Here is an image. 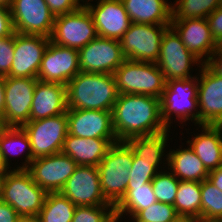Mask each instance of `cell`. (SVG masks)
Segmentation results:
<instances>
[{
	"label": "cell",
	"instance_id": "obj_1",
	"mask_svg": "<svg viewBox=\"0 0 222 222\" xmlns=\"http://www.w3.org/2000/svg\"><path fill=\"white\" fill-rule=\"evenodd\" d=\"M118 141L167 131L161 119L160 99L142 94H119L112 110Z\"/></svg>",
	"mask_w": 222,
	"mask_h": 222
},
{
	"label": "cell",
	"instance_id": "obj_2",
	"mask_svg": "<svg viewBox=\"0 0 222 222\" xmlns=\"http://www.w3.org/2000/svg\"><path fill=\"white\" fill-rule=\"evenodd\" d=\"M119 92L114 74L79 72L66 85L67 108L112 111Z\"/></svg>",
	"mask_w": 222,
	"mask_h": 222
},
{
	"label": "cell",
	"instance_id": "obj_3",
	"mask_svg": "<svg viewBox=\"0 0 222 222\" xmlns=\"http://www.w3.org/2000/svg\"><path fill=\"white\" fill-rule=\"evenodd\" d=\"M133 150L126 141H117L97 166L105 199L114 207L126 194Z\"/></svg>",
	"mask_w": 222,
	"mask_h": 222
},
{
	"label": "cell",
	"instance_id": "obj_4",
	"mask_svg": "<svg viewBox=\"0 0 222 222\" xmlns=\"http://www.w3.org/2000/svg\"><path fill=\"white\" fill-rule=\"evenodd\" d=\"M198 77L193 76L190 79L168 80L162 97L160 98L161 119L167 129L175 114V119L180 123L188 120L193 121L199 126V108H198ZM194 110V111H193ZM172 119V120H171Z\"/></svg>",
	"mask_w": 222,
	"mask_h": 222
},
{
	"label": "cell",
	"instance_id": "obj_5",
	"mask_svg": "<svg viewBox=\"0 0 222 222\" xmlns=\"http://www.w3.org/2000/svg\"><path fill=\"white\" fill-rule=\"evenodd\" d=\"M119 94H142L161 98L166 81L157 63L126 59L114 72Z\"/></svg>",
	"mask_w": 222,
	"mask_h": 222
},
{
	"label": "cell",
	"instance_id": "obj_6",
	"mask_svg": "<svg viewBox=\"0 0 222 222\" xmlns=\"http://www.w3.org/2000/svg\"><path fill=\"white\" fill-rule=\"evenodd\" d=\"M47 192L39 187L27 170H9L3 181L2 200L20 216L39 215Z\"/></svg>",
	"mask_w": 222,
	"mask_h": 222
},
{
	"label": "cell",
	"instance_id": "obj_7",
	"mask_svg": "<svg viewBox=\"0 0 222 222\" xmlns=\"http://www.w3.org/2000/svg\"><path fill=\"white\" fill-rule=\"evenodd\" d=\"M169 27L132 22L120 40L123 55L131 61L157 63L162 37Z\"/></svg>",
	"mask_w": 222,
	"mask_h": 222
},
{
	"label": "cell",
	"instance_id": "obj_8",
	"mask_svg": "<svg viewBox=\"0 0 222 222\" xmlns=\"http://www.w3.org/2000/svg\"><path fill=\"white\" fill-rule=\"evenodd\" d=\"M21 127L29 138L33 159L53 155L62 151L68 134L67 114L30 120Z\"/></svg>",
	"mask_w": 222,
	"mask_h": 222
},
{
	"label": "cell",
	"instance_id": "obj_9",
	"mask_svg": "<svg viewBox=\"0 0 222 222\" xmlns=\"http://www.w3.org/2000/svg\"><path fill=\"white\" fill-rule=\"evenodd\" d=\"M97 36L92 15L86 6L82 5L74 12L54 18V27L50 41L79 50Z\"/></svg>",
	"mask_w": 222,
	"mask_h": 222
},
{
	"label": "cell",
	"instance_id": "obj_10",
	"mask_svg": "<svg viewBox=\"0 0 222 222\" xmlns=\"http://www.w3.org/2000/svg\"><path fill=\"white\" fill-rule=\"evenodd\" d=\"M193 64L203 65L185 47L180 36L170 26L162 37L160 55L157 61L165 81L193 78L190 71Z\"/></svg>",
	"mask_w": 222,
	"mask_h": 222
},
{
	"label": "cell",
	"instance_id": "obj_11",
	"mask_svg": "<svg viewBox=\"0 0 222 222\" xmlns=\"http://www.w3.org/2000/svg\"><path fill=\"white\" fill-rule=\"evenodd\" d=\"M10 12L15 32L51 37L55 16L45 0H13Z\"/></svg>",
	"mask_w": 222,
	"mask_h": 222
},
{
	"label": "cell",
	"instance_id": "obj_12",
	"mask_svg": "<svg viewBox=\"0 0 222 222\" xmlns=\"http://www.w3.org/2000/svg\"><path fill=\"white\" fill-rule=\"evenodd\" d=\"M78 53L80 72L114 74L126 60L120 41L99 36Z\"/></svg>",
	"mask_w": 222,
	"mask_h": 222
},
{
	"label": "cell",
	"instance_id": "obj_13",
	"mask_svg": "<svg viewBox=\"0 0 222 222\" xmlns=\"http://www.w3.org/2000/svg\"><path fill=\"white\" fill-rule=\"evenodd\" d=\"M77 163L62 152L34 158L27 171L33 181L47 193L60 192L74 173Z\"/></svg>",
	"mask_w": 222,
	"mask_h": 222
},
{
	"label": "cell",
	"instance_id": "obj_14",
	"mask_svg": "<svg viewBox=\"0 0 222 222\" xmlns=\"http://www.w3.org/2000/svg\"><path fill=\"white\" fill-rule=\"evenodd\" d=\"M79 72L78 50L50 41L43 53L37 79L66 86Z\"/></svg>",
	"mask_w": 222,
	"mask_h": 222
},
{
	"label": "cell",
	"instance_id": "obj_15",
	"mask_svg": "<svg viewBox=\"0 0 222 222\" xmlns=\"http://www.w3.org/2000/svg\"><path fill=\"white\" fill-rule=\"evenodd\" d=\"M37 78L5 77V112L3 126L21 127L30 121V111Z\"/></svg>",
	"mask_w": 222,
	"mask_h": 222
},
{
	"label": "cell",
	"instance_id": "obj_16",
	"mask_svg": "<svg viewBox=\"0 0 222 222\" xmlns=\"http://www.w3.org/2000/svg\"><path fill=\"white\" fill-rule=\"evenodd\" d=\"M60 193L76 206L112 205L102 194L98 168L78 165Z\"/></svg>",
	"mask_w": 222,
	"mask_h": 222
},
{
	"label": "cell",
	"instance_id": "obj_17",
	"mask_svg": "<svg viewBox=\"0 0 222 222\" xmlns=\"http://www.w3.org/2000/svg\"><path fill=\"white\" fill-rule=\"evenodd\" d=\"M50 38L14 33V57L7 77L37 78Z\"/></svg>",
	"mask_w": 222,
	"mask_h": 222
},
{
	"label": "cell",
	"instance_id": "obj_18",
	"mask_svg": "<svg viewBox=\"0 0 222 222\" xmlns=\"http://www.w3.org/2000/svg\"><path fill=\"white\" fill-rule=\"evenodd\" d=\"M198 67L199 125H218L222 121V76L207 64Z\"/></svg>",
	"mask_w": 222,
	"mask_h": 222
},
{
	"label": "cell",
	"instance_id": "obj_19",
	"mask_svg": "<svg viewBox=\"0 0 222 222\" xmlns=\"http://www.w3.org/2000/svg\"><path fill=\"white\" fill-rule=\"evenodd\" d=\"M170 26L180 36L185 47L203 64L219 48L211 35L207 18L171 19Z\"/></svg>",
	"mask_w": 222,
	"mask_h": 222
},
{
	"label": "cell",
	"instance_id": "obj_20",
	"mask_svg": "<svg viewBox=\"0 0 222 222\" xmlns=\"http://www.w3.org/2000/svg\"><path fill=\"white\" fill-rule=\"evenodd\" d=\"M85 6L99 37L120 41L132 23L121 0H99L95 6L89 2Z\"/></svg>",
	"mask_w": 222,
	"mask_h": 222
},
{
	"label": "cell",
	"instance_id": "obj_21",
	"mask_svg": "<svg viewBox=\"0 0 222 222\" xmlns=\"http://www.w3.org/2000/svg\"><path fill=\"white\" fill-rule=\"evenodd\" d=\"M66 114L68 134L81 138L117 139L112 111L67 108Z\"/></svg>",
	"mask_w": 222,
	"mask_h": 222
},
{
	"label": "cell",
	"instance_id": "obj_22",
	"mask_svg": "<svg viewBox=\"0 0 222 222\" xmlns=\"http://www.w3.org/2000/svg\"><path fill=\"white\" fill-rule=\"evenodd\" d=\"M66 111V86L38 80L33 94L30 120L45 119L64 114Z\"/></svg>",
	"mask_w": 222,
	"mask_h": 222
},
{
	"label": "cell",
	"instance_id": "obj_23",
	"mask_svg": "<svg viewBox=\"0 0 222 222\" xmlns=\"http://www.w3.org/2000/svg\"><path fill=\"white\" fill-rule=\"evenodd\" d=\"M117 139L81 138L67 134L62 153L68 155L77 165L97 167Z\"/></svg>",
	"mask_w": 222,
	"mask_h": 222
},
{
	"label": "cell",
	"instance_id": "obj_24",
	"mask_svg": "<svg viewBox=\"0 0 222 222\" xmlns=\"http://www.w3.org/2000/svg\"><path fill=\"white\" fill-rule=\"evenodd\" d=\"M201 133L187 144L197 154L208 172L222 167V129L218 125H199Z\"/></svg>",
	"mask_w": 222,
	"mask_h": 222
},
{
	"label": "cell",
	"instance_id": "obj_25",
	"mask_svg": "<svg viewBox=\"0 0 222 222\" xmlns=\"http://www.w3.org/2000/svg\"><path fill=\"white\" fill-rule=\"evenodd\" d=\"M165 156L167 163L164 164L179 181L202 182L208 178L209 172L189 145L185 149L170 150Z\"/></svg>",
	"mask_w": 222,
	"mask_h": 222
},
{
	"label": "cell",
	"instance_id": "obj_26",
	"mask_svg": "<svg viewBox=\"0 0 222 222\" xmlns=\"http://www.w3.org/2000/svg\"><path fill=\"white\" fill-rule=\"evenodd\" d=\"M131 22L171 25L172 4L166 0H121Z\"/></svg>",
	"mask_w": 222,
	"mask_h": 222
},
{
	"label": "cell",
	"instance_id": "obj_27",
	"mask_svg": "<svg viewBox=\"0 0 222 222\" xmlns=\"http://www.w3.org/2000/svg\"><path fill=\"white\" fill-rule=\"evenodd\" d=\"M27 151L25 162L22 166L13 168V170H27L30 163L32 162V152L29 138L22 127L16 126H4L0 131V153L2 154L3 161L8 169L11 170L9 165V158L11 155H20Z\"/></svg>",
	"mask_w": 222,
	"mask_h": 222
},
{
	"label": "cell",
	"instance_id": "obj_28",
	"mask_svg": "<svg viewBox=\"0 0 222 222\" xmlns=\"http://www.w3.org/2000/svg\"><path fill=\"white\" fill-rule=\"evenodd\" d=\"M173 206L183 221L201 218V182L179 181Z\"/></svg>",
	"mask_w": 222,
	"mask_h": 222
},
{
	"label": "cell",
	"instance_id": "obj_29",
	"mask_svg": "<svg viewBox=\"0 0 222 222\" xmlns=\"http://www.w3.org/2000/svg\"><path fill=\"white\" fill-rule=\"evenodd\" d=\"M156 202L157 199L155 193L153 192L151 182H148L145 185L127 188L125 196L114 207L115 217L121 220L124 215L127 216L130 214L129 216L133 218L139 211L148 208Z\"/></svg>",
	"mask_w": 222,
	"mask_h": 222
},
{
	"label": "cell",
	"instance_id": "obj_30",
	"mask_svg": "<svg viewBox=\"0 0 222 222\" xmlns=\"http://www.w3.org/2000/svg\"><path fill=\"white\" fill-rule=\"evenodd\" d=\"M168 132L170 133L169 129L156 135L133 137L126 142L137 157L146 161H153V166L159 170L158 166L162 163V159H164L163 153L169 140Z\"/></svg>",
	"mask_w": 222,
	"mask_h": 222
},
{
	"label": "cell",
	"instance_id": "obj_31",
	"mask_svg": "<svg viewBox=\"0 0 222 222\" xmlns=\"http://www.w3.org/2000/svg\"><path fill=\"white\" fill-rule=\"evenodd\" d=\"M76 207L60 192L47 193L38 216L41 222H71Z\"/></svg>",
	"mask_w": 222,
	"mask_h": 222
},
{
	"label": "cell",
	"instance_id": "obj_32",
	"mask_svg": "<svg viewBox=\"0 0 222 222\" xmlns=\"http://www.w3.org/2000/svg\"><path fill=\"white\" fill-rule=\"evenodd\" d=\"M172 4V19L207 18L222 0H175Z\"/></svg>",
	"mask_w": 222,
	"mask_h": 222
},
{
	"label": "cell",
	"instance_id": "obj_33",
	"mask_svg": "<svg viewBox=\"0 0 222 222\" xmlns=\"http://www.w3.org/2000/svg\"><path fill=\"white\" fill-rule=\"evenodd\" d=\"M201 219L222 221V191L208 179L201 182Z\"/></svg>",
	"mask_w": 222,
	"mask_h": 222
},
{
	"label": "cell",
	"instance_id": "obj_34",
	"mask_svg": "<svg viewBox=\"0 0 222 222\" xmlns=\"http://www.w3.org/2000/svg\"><path fill=\"white\" fill-rule=\"evenodd\" d=\"M133 222H184L171 204L156 202L139 211Z\"/></svg>",
	"mask_w": 222,
	"mask_h": 222
},
{
	"label": "cell",
	"instance_id": "obj_35",
	"mask_svg": "<svg viewBox=\"0 0 222 222\" xmlns=\"http://www.w3.org/2000/svg\"><path fill=\"white\" fill-rule=\"evenodd\" d=\"M151 183L158 202L174 205L179 180L171 172L161 169Z\"/></svg>",
	"mask_w": 222,
	"mask_h": 222
},
{
	"label": "cell",
	"instance_id": "obj_36",
	"mask_svg": "<svg viewBox=\"0 0 222 222\" xmlns=\"http://www.w3.org/2000/svg\"><path fill=\"white\" fill-rule=\"evenodd\" d=\"M114 218L113 205L77 206L71 222H111Z\"/></svg>",
	"mask_w": 222,
	"mask_h": 222
},
{
	"label": "cell",
	"instance_id": "obj_37",
	"mask_svg": "<svg viewBox=\"0 0 222 222\" xmlns=\"http://www.w3.org/2000/svg\"><path fill=\"white\" fill-rule=\"evenodd\" d=\"M158 169L153 166V161H146L137 157L133 152L132 167L129 172V181L127 188L133 186L145 185L152 182L153 178L158 174Z\"/></svg>",
	"mask_w": 222,
	"mask_h": 222
},
{
	"label": "cell",
	"instance_id": "obj_38",
	"mask_svg": "<svg viewBox=\"0 0 222 222\" xmlns=\"http://www.w3.org/2000/svg\"><path fill=\"white\" fill-rule=\"evenodd\" d=\"M14 57V34L0 39V76L7 77Z\"/></svg>",
	"mask_w": 222,
	"mask_h": 222
},
{
	"label": "cell",
	"instance_id": "obj_39",
	"mask_svg": "<svg viewBox=\"0 0 222 222\" xmlns=\"http://www.w3.org/2000/svg\"><path fill=\"white\" fill-rule=\"evenodd\" d=\"M45 2L55 17L74 12L82 6L77 0H45Z\"/></svg>",
	"mask_w": 222,
	"mask_h": 222
},
{
	"label": "cell",
	"instance_id": "obj_40",
	"mask_svg": "<svg viewBox=\"0 0 222 222\" xmlns=\"http://www.w3.org/2000/svg\"><path fill=\"white\" fill-rule=\"evenodd\" d=\"M210 32L218 45L222 44V5L207 16Z\"/></svg>",
	"mask_w": 222,
	"mask_h": 222
},
{
	"label": "cell",
	"instance_id": "obj_41",
	"mask_svg": "<svg viewBox=\"0 0 222 222\" xmlns=\"http://www.w3.org/2000/svg\"><path fill=\"white\" fill-rule=\"evenodd\" d=\"M15 33L10 8L0 5V39Z\"/></svg>",
	"mask_w": 222,
	"mask_h": 222
},
{
	"label": "cell",
	"instance_id": "obj_42",
	"mask_svg": "<svg viewBox=\"0 0 222 222\" xmlns=\"http://www.w3.org/2000/svg\"><path fill=\"white\" fill-rule=\"evenodd\" d=\"M20 215L3 200L0 202V222H18Z\"/></svg>",
	"mask_w": 222,
	"mask_h": 222
},
{
	"label": "cell",
	"instance_id": "obj_43",
	"mask_svg": "<svg viewBox=\"0 0 222 222\" xmlns=\"http://www.w3.org/2000/svg\"><path fill=\"white\" fill-rule=\"evenodd\" d=\"M216 74L222 76V49L219 47L206 63Z\"/></svg>",
	"mask_w": 222,
	"mask_h": 222
},
{
	"label": "cell",
	"instance_id": "obj_44",
	"mask_svg": "<svg viewBox=\"0 0 222 222\" xmlns=\"http://www.w3.org/2000/svg\"><path fill=\"white\" fill-rule=\"evenodd\" d=\"M216 188L222 191V167L212 170L207 178Z\"/></svg>",
	"mask_w": 222,
	"mask_h": 222
},
{
	"label": "cell",
	"instance_id": "obj_45",
	"mask_svg": "<svg viewBox=\"0 0 222 222\" xmlns=\"http://www.w3.org/2000/svg\"><path fill=\"white\" fill-rule=\"evenodd\" d=\"M5 112V77L0 76V118L4 117Z\"/></svg>",
	"mask_w": 222,
	"mask_h": 222
},
{
	"label": "cell",
	"instance_id": "obj_46",
	"mask_svg": "<svg viewBox=\"0 0 222 222\" xmlns=\"http://www.w3.org/2000/svg\"><path fill=\"white\" fill-rule=\"evenodd\" d=\"M18 222H41L40 217L37 216H20Z\"/></svg>",
	"mask_w": 222,
	"mask_h": 222
},
{
	"label": "cell",
	"instance_id": "obj_47",
	"mask_svg": "<svg viewBox=\"0 0 222 222\" xmlns=\"http://www.w3.org/2000/svg\"><path fill=\"white\" fill-rule=\"evenodd\" d=\"M8 171V167L5 165L2 154L0 153V174H6Z\"/></svg>",
	"mask_w": 222,
	"mask_h": 222
},
{
	"label": "cell",
	"instance_id": "obj_48",
	"mask_svg": "<svg viewBox=\"0 0 222 222\" xmlns=\"http://www.w3.org/2000/svg\"><path fill=\"white\" fill-rule=\"evenodd\" d=\"M187 222H222L220 220H205V219H192V220H188Z\"/></svg>",
	"mask_w": 222,
	"mask_h": 222
},
{
	"label": "cell",
	"instance_id": "obj_49",
	"mask_svg": "<svg viewBox=\"0 0 222 222\" xmlns=\"http://www.w3.org/2000/svg\"><path fill=\"white\" fill-rule=\"evenodd\" d=\"M13 0H0V5L10 8Z\"/></svg>",
	"mask_w": 222,
	"mask_h": 222
},
{
	"label": "cell",
	"instance_id": "obj_50",
	"mask_svg": "<svg viewBox=\"0 0 222 222\" xmlns=\"http://www.w3.org/2000/svg\"><path fill=\"white\" fill-rule=\"evenodd\" d=\"M6 174H0V196H2L3 181Z\"/></svg>",
	"mask_w": 222,
	"mask_h": 222
},
{
	"label": "cell",
	"instance_id": "obj_51",
	"mask_svg": "<svg viewBox=\"0 0 222 222\" xmlns=\"http://www.w3.org/2000/svg\"><path fill=\"white\" fill-rule=\"evenodd\" d=\"M77 1H78L79 3L82 1V3H83L82 5L84 6L85 4L88 3V1H91V0H85V1H84V0H81V1H80V0H77ZM84 2H86V3L84 4Z\"/></svg>",
	"mask_w": 222,
	"mask_h": 222
},
{
	"label": "cell",
	"instance_id": "obj_52",
	"mask_svg": "<svg viewBox=\"0 0 222 222\" xmlns=\"http://www.w3.org/2000/svg\"><path fill=\"white\" fill-rule=\"evenodd\" d=\"M119 221H122V220H120L119 218L115 217L111 222H119Z\"/></svg>",
	"mask_w": 222,
	"mask_h": 222
},
{
	"label": "cell",
	"instance_id": "obj_53",
	"mask_svg": "<svg viewBox=\"0 0 222 222\" xmlns=\"http://www.w3.org/2000/svg\"><path fill=\"white\" fill-rule=\"evenodd\" d=\"M3 127H4V126H3L2 120H1V118H0V131L2 130Z\"/></svg>",
	"mask_w": 222,
	"mask_h": 222
},
{
	"label": "cell",
	"instance_id": "obj_54",
	"mask_svg": "<svg viewBox=\"0 0 222 222\" xmlns=\"http://www.w3.org/2000/svg\"><path fill=\"white\" fill-rule=\"evenodd\" d=\"M218 126L222 129V121L218 124Z\"/></svg>",
	"mask_w": 222,
	"mask_h": 222
}]
</instances>
